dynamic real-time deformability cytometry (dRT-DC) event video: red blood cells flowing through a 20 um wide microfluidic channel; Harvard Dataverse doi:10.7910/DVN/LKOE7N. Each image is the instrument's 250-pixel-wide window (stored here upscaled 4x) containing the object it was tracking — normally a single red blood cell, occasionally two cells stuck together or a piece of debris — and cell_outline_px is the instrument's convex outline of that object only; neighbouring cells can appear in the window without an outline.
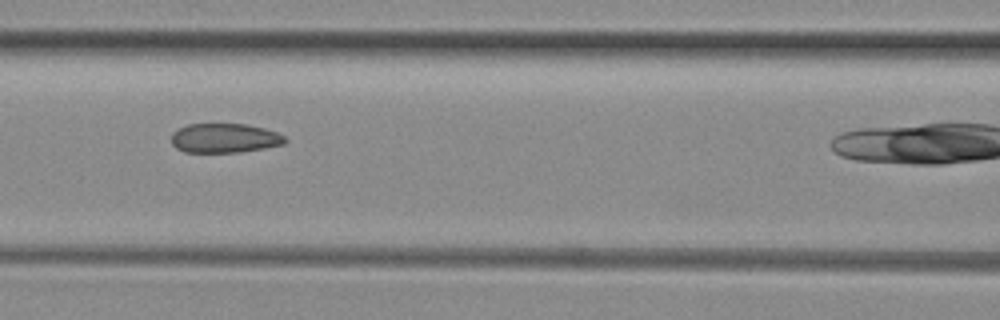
{"species": "common noctule bat (a hibernating species)", "species_latin": "Nyctalus noctula", "temperature_condition": "room temperature", "stored_images_in_passage": 5, "camera_frame_rate_fps": 3000, "um_per_image_px": 0.085, "animal": {"sex": "female", "body_mass_g": 29.2, "forearm_length_mm": 56.3}, "frame": {"image": 1, "passage_image": 3, "time_ms": 0.667, "image_size_px": [1000, 320], "cell_outline_px": [[288, 140], [284, 144], [264, 148], [240, 152], [184, 152], [176, 148], [172, 144], [172, 132], [176, 128], [188, 124], [248, 124], [264, 128], [276, 132], [284, 136]], "centroid_in_image_um": [19.07, 11.73], "position_along_channel_um": 147.5, "area_um2": 19.59}}
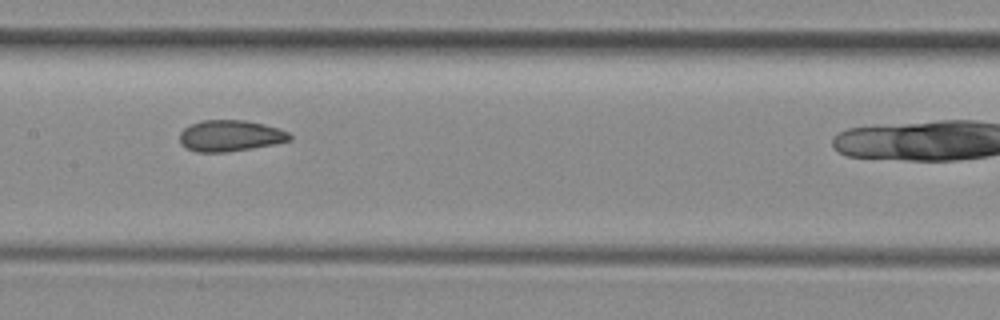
{"frame": {"image": 2, "passage_image": 4, "time_ms": 1.0, "image_size_px": [1000, 320], "cell_outline_px": [[292, 140], [252, 148], [228, 152], [196, 152], [180, 144], [180, 132], [184, 128], [200, 120], [244, 120], [264, 124], [280, 128], [288, 132], [292, 136]], "centroid_in_image_um": [19.57, 11.54], "position_along_channel_um": 187.8, "area_um2": 20.06}}